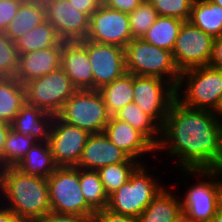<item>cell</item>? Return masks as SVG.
<instances>
[{"label":"cell","mask_w":222,"mask_h":222,"mask_svg":"<svg viewBox=\"0 0 222 222\" xmlns=\"http://www.w3.org/2000/svg\"><path fill=\"white\" fill-rule=\"evenodd\" d=\"M156 150L178 158L182 170L222 169V122L216 112L184 106L176 98Z\"/></svg>","instance_id":"obj_1"},{"label":"cell","mask_w":222,"mask_h":222,"mask_svg":"<svg viewBox=\"0 0 222 222\" xmlns=\"http://www.w3.org/2000/svg\"><path fill=\"white\" fill-rule=\"evenodd\" d=\"M0 190L9 201L6 207L15 213L20 222H39L51 211L47 178L7 167Z\"/></svg>","instance_id":"obj_2"},{"label":"cell","mask_w":222,"mask_h":222,"mask_svg":"<svg viewBox=\"0 0 222 222\" xmlns=\"http://www.w3.org/2000/svg\"><path fill=\"white\" fill-rule=\"evenodd\" d=\"M124 49L128 73L164 79L176 89L181 72L171 51L149 44L143 38L132 39Z\"/></svg>","instance_id":"obj_3"},{"label":"cell","mask_w":222,"mask_h":222,"mask_svg":"<svg viewBox=\"0 0 222 222\" xmlns=\"http://www.w3.org/2000/svg\"><path fill=\"white\" fill-rule=\"evenodd\" d=\"M184 82L183 96L179 93ZM176 99L184 106L217 112L222 102V70L205 65L181 72Z\"/></svg>","instance_id":"obj_4"},{"label":"cell","mask_w":222,"mask_h":222,"mask_svg":"<svg viewBox=\"0 0 222 222\" xmlns=\"http://www.w3.org/2000/svg\"><path fill=\"white\" fill-rule=\"evenodd\" d=\"M145 168V169H144ZM142 164L129 180L109 196L107 209L124 216L138 218L165 187L153 179Z\"/></svg>","instance_id":"obj_5"},{"label":"cell","mask_w":222,"mask_h":222,"mask_svg":"<svg viewBox=\"0 0 222 222\" xmlns=\"http://www.w3.org/2000/svg\"><path fill=\"white\" fill-rule=\"evenodd\" d=\"M56 116L90 134L104 132L111 117L99 90H77Z\"/></svg>","instance_id":"obj_6"},{"label":"cell","mask_w":222,"mask_h":222,"mask_svg":"<svg viewBox=\"0 0 222 222\" xmlns=\"http://www.w3.org/2000/svg\"><path fill=\"white\" fill-rule=\"evenodd\" d=\"M185 171L187 175L198 174L213 180L215 178V181L203 180L192 185L181 201L182 212L194 222H210L222 207V179L216 178L219 175L221 177L222 169L183 170Z\"/></svg>","instance_id":"obj_7"},{"label":"cell","mask_w":222,"mask_h":222,"mask_svg":"<svg viewBox=\"0 0 222 222\" xmlns=\"http://www.w3.org/2000/svg\"><path fill=\"white\" fill-rule=\"evenodd\" d=\"M47 184L52 212L74 215L95 213L81 191L80 168L57 167L47 178Z\"/></svg>","instance_id":"obj_8"},{"label":"cell","mask_w":222,"mask_h":222,"mask_svg":"<svg viewBox=\"0 0 222 222\" xmlns=\"http://www.w3.org/2000/svg\"><path fill=\"white\" fill-rule=\"evenodd\" d=\"M23 86L26 104L37 106L54 116L77 91L61 67L43 77L32 79Z\"/></svg>","instance_id":"obj_9"},{"label":"cell","mask_w":222,"mask_h":222,"mask_svg":"<svg viewBox=\"0 0 222 222\" xmlns=\"http://www.w3.org/2000/svg\"><path fill=\"white\" fill-rule=\"evenodd\" d=\"M215 38L190 21H184L177 36L173 58L180 72L210 64Z\"/></svg>","instance_id":"obj_10"},{"label":"cell","mask_w":222,"mask_h":222,"mask_svg":"<svg viewBox=\"0 0 222 222\" xmlns=\"http://www.w3.org/2000/svg\"><path fill=\"white\" fill-rule=\"evenodd\" d=\"M133 91V103L162 127L176 89L164 79L133 75Z\"/></svg>","instance_id":"obj_11"},{"label":"cell","mask_w":222,"mask_h":222,"mask_svg":"<svg viewBox=\"0 0 222 222\" xmlns=\"http://www.w3.org/2000/svg\"><path fill=\"white\" fill-rule=\"evenodd\" d=\"M90 133L54 116L48 143L58 167H76Z\"/></svg>","instance_id":"obj_12"},{"label":"cell","mask_w":222,"mask_h":222,"mask_svg":"<svg viewBox=\"0 0 222 222\" xmlns=\"http://www.w3.org/2000/svg\"><path fill=\"white\" fill-rule=\"evenodd\" d=\"M79 42L87 49L92 64L93 90L101 89L127 72L123 47L87 39Z\"/></svg>","instance_id":"obj_13"},{"label":"cell","mask_w":222,"mask_h":222,"mask_svg":"<svg viewBox=\"0 0 222 222\" xmlns=\"http://www.w3.org/2000/svg\"><path fill=\"white\" fill-rule=\"evenodd\" d=\"M87 40L125 48L133 39L128 13L103 4L90 16Z\"/></svg>","instance_id":"obj_14"},{"label":"cell","mask_w":222,"mask_h":222,"mask_svg":"<svg viewBox=\"0 0 222 222\" xmlns=\"http://www.w3.org/2000/svg\"><path fill=\"white\" fill-rule=\"evenodd\" d=\"M46 20L54 27L58 37L65 42L86 39L90 17L76 9L68 0H45Z\"/></svg>","instance_id":"obj_15"},{"label":"cell","mask_w":222,"mask_h":222,"mask_svg":"<svg viewBox=\"0 0 222 222\" xmlns=\"http://www.w3.org/2000/svg\"><path fill=\"white\" fill-rule=\"evenodd\" d=\"M130 157L116 147L104 133L90 134L76 167L85 170L126 162Z\"/></svg>","instance_id":"obj_16"},{"label":"cell","mask_w":222,"mask_h":222,"mask_svg":"<svg viewBox=\"0 0 222 222\" xmlns=\"http://www.w3.org/2000/svg\"><path fill=\"white\" fill-rule=\"evenodd\" d=\"M60 67L77 90H93L92 64L87 49L79 42H64Z\"/></svg>","instance_id":"obj_17"},{"label":"cell","mask_w":222,"mask_h":222,"mask_svg":"<svg viewBox=\"0 0 222 222\" xmlns=\"http://www.w3.org/2000/svg\"><path fill=\"white\" fill-rule=\"evenodd\" d=\"M47 49L18 55V69L15 78L22 84L60 68L63 43Z\"/></svg>","instance_id":"obj_18"},{"label":"cell","mask_w":222,"mask_h":222,"mask_svg":"<svg viewBox=\"0 0 222 222\" xmlns=\"http://www.w3.org/2000/svg\"><path fill=\"white\" fill-rule=\"evenodd\" d=\"M104 133L116 147L132 159L137 160L143 154L157 151L141 132L115 116L110 117Z\"/></svg>","instance_id":"obj_19"},{"label":"cell","mask_w":222,"mask_h":222,"mask_svg":"<svg viewBox=\"0 0 222 222\" xmlns=\"http://www.w3.org/2000/svg\"><path fill=\"white\" fill-rule=\"evenodd\" d=\"M53 118V114L25 103L11 123V129L37 142L48 141Z\"/></svg>","instance_id":"obj_20"},{"label":"cell","mask_w":222,"mask_h":222,"mask_svg":"<svg viewBox=\"0 0 222 222\" xmlns=\"http://www.w3.org/2000/svg\"><path fill=\"white\" fill-rule=\"evenodd\" d=\"M45 21L46 16L43 2L24 0L4 33L15 42L25 32L32 30L35 26Z\"/></svg>","instance_id":"obj_21"},{"label":"cell","mask_w":222,"mask_h":222,"mask_svg":"<svg viewBox=\"0 0 222 222\" xmlns=\"http://www.w3.org/2000/svg\"><path fill=\"white\" fill-rule=\"evenodd\" d=\"M48 141L37 142L17 164L21 172L48 178L57 168Z\"/></svg>","instance_id":"obj_22"},{"label":"cell","mask_w":222,"mask_h":222,"mask_svg":"<svg viewBox=\"0 0 222 222\" xmlns=\"http://www.w3.org/2000/svg\"><path fill=\"white\" fill-rule=\"evenodd\" d=\"M164 188L138 217L139 222H174L181 214V201Z\"/></svg>","instance_id":"obj_23"},{"label":"cell","mask_w":222,"mask_h":222,"mask_svg":"<svg viewBox=\"0 0 222 222\" xmlns=\"http://www.w3.org/2000/svg\"><path fill=\"white\" fill-rule=\"evenodd\" d=\"M99 92L104 99L109 115L114 116L122 108L133 103V74L126 72L110 84L103 86Z\"/></svg>","instance_id":"obj_24"},{"label":"cell","mask_w":222,"mask_h":222,"mask_svg":"<svg viewBox=\"0 0 222 222\" xmlns=\"http://www.w3.org/2000/svg\"><path fill=\"white\" fill-rule=\"evenodd\" d=\"M189 21L214 38L222 35V7L210 0H194Z\"/></svg>","instance_id":"obj_25"},{"label":"cell","mask_w":222,"mask_h":222,"mask_svg":"<svg viewBox=\"0 0 222 222\" xmlns=\"http://www.w3.org/2000/svg\"><path fill=\"white\" fill-rule=\"evenodd\" d=\"M25 104V90L15 77L0 78V121L11 124Z\"/></svg>","instance_id":"obj_26"},{"label":"cell","mask_w":222,"mask_h":222,"mask_svg":"<svg viewBox=\"0 0 222 222\" xmlns=\"http://www.w3.org/2000/svg\"><path fill=\"white\" fill-rule=\"evenodd\" d=\"M62 40L58 37L54 27L46 20L25 32L16 41L18 55L57 46Z\"/></svg>","instance_id":"obj_27"},{"label":"cell","mask_w":222,"mask_h":222,"mask_svg":"<svg viewBox=\"0 0 222 222\" xmlns=\"http://www.w3.org/2000/svg\"><path fill=\"white\" fill-rule=\"evenodd\" d=\"M183 22L174 17L159 16L143 39L149 44L172 52Z\"/></svg>","instance_id":"obj_28"},{"label":"cell","mask_w":222,"mask_h":222,"mask_svg":"<svg viewBox=\"0 0 222 222\" xmlns=\"http://www.w3.org/2000/svg\"><path fill=\"white\" fill-rule=\"evenodd\" d=\"M114 116L141 132L155 147L158 146L161 139L159 137L161 136V127L150 116L145 114L138 105L130 103ZM155 136H158V138Z\"/></svg>","instance_id":"obj_29"},{"label":"cell","mask_w":222,"mask_h":222,"mask_svg":"<svg viewBox=\"0 0 222 222\" xmlns=\"http://www.w3.org/2000/svg\"><path fill=\"white\" fill-rule=\"evenodd\" d=\"M80 187L86 203L95 212L107 208L109 196L97 171L80 169Z\"/></svg>","instance_id":"obj_30"},{"label":"cell","mask_w":222,"mask_h":222,"mask_svg":"<svg viewBox=\"0 0 222 222\" xmlns=\"http://www.w3.org/2000/svg\"><path fill=\"white\" fill-rule=\"evenodd\" d=\"M141 162L129 158L126 162L101 167L97 170L108 196L127 182Z\"/></svg>","instance_id":"obj_31"},{"label":"cell","mask_w":222,"mask_h":222,"mask_svg":"<svg viewBox=\"0 0 222 222\" xmlns=\"http://www.w3.org/2000/svg\"><path fill=\"white\" fill-rule=\"evenodd\" d=\"M36 143L33 137H24L10 128L4 145V167H16Z\"/></svg>","instance_id":"obj_32"},{"label":"cell","mask_w":222,"mask_h":222,"mask_svg":"<svg viewBox=\"0 0 222 222\" xmlns=\"http://www.w3.org/2000/svg\"><path fill=\"white\" fill-rule=\"evenodd\" d=\"M128 16L133 39L143 38L159 17L154 6L148 0H143L136 9L128 13Z\"/></svg>","instance_id":"obj_33"},{"label":"cell","mask_w":222,"mask_h":222,"mask_svg":"<svg viewBox=\"0 0 222 222\" xmlns=\"http://www.w3.org/2000/svg\"><path fill=\"white\" fill-rule=\"evenodd\" d=\"M18 69V53L13 42L0 31V78L15 77Z\"/></svg>","instance_id":"obj_34"},{"label":"cell","mask_w":222,"mask_h":222,"mask_svg":"<svg viewBox=\"0 0 222 222\" xmlns=\"http://www.w3.org/2000/svg\"><path fill=\"white\" fill-rule=\"evenodd\" d=\"M159 16L189 21L194 0H148Z\"/></svg>","instance_id":"obj_35"},{"label":"cell","mask_w":222,"mask_h":222,"mask_svg":"<svg viewBox=\"0 0 222 222\" xmlns=\"http://www.w3.org/2000/svg\"><path fill=\"white\" fill-rule=\"evenodd\" d=\"M24 0H0V31L5 32Z\"/></svg>","instance_id":"obj_36"},{"label":"cell","mask_w":222,"mask_h":222,"mask_svg":"<svg viewBox=\"0 0 222 222\" xmlns=\"http://www.w3.org/2000/svg\"><path fill=\"white\" fill-rule=\"evenodd\" d=\"M39 222H94V214H59L50 211Z\"/></svg>","instance_id":"obj_37"},{"label":"cell","mask_w":222,"mask_h":222,"mask_svg":"<svg viewBox=\"0 0 222 222\" xmlns=\"http://www.w3.org/2000/svg\"><path fill=\"white\" fill-rule=\"evenodd\" d=\"M94 222H139L138 218L114 213L107 208L94 213Z\"/></svg>","instance_id":"obj_38"},{"label":"cell","mask_w":222,"mask_h":222,"mask_svg":"<svg viewBox=\"0 0 222 222\" xmlns=\"http://www.w3.org/2000/svg\"><path fill=\"white\" fill-rule=\"evenodd\" d=\"M142 1L143 0H102V4L120 12L130 13L136 9Z\"/></svg>","instance_id":"obj_39"},{"label":"cell","mask_w":222,"mask_h":222,"mask_svg":"<svg viewBox=\"0 0 222 222\" xmlns=\"http://www.w3.org/2000/svg\"><path fill=\"white\" fill-rule=\"evenodd\" d=\"M77 10L86 13L89 17L100 7L102 0H68Z\"/></svg>","instance_id":"obj_40"},{"label":"cell","mask_w":222,"mask_h":222,"mask_svg":"<svg viewBox=\"0 0 222 222\" xmlns=\"http://www.w3.org/2000/svg\"><path fill=\"white\" fill-rule=\"evenodd\" d=\"M210 66L222 70V35L215 38Z\"/></svg>","instance_id":"obj_41"},{"label":"cell","mask_w":222,"mask_h":222,"mask_svg":"<svg viewBox=\"0 0 222 222\" xmlns=\"http://www.w3.org/2000/svg\"><path fill=\"white\" fill-rule=\"evenodd\" d=\"M11 124L0 121V163L4 166V145Z\"/></svg>","instance_id":"obj_42"},{"label":"cell","mask_w":222,"mask_h":222,"mask_svg":"<svg viewBox=\"0 0 222 222\" xmlns=\"http://www.w3.org/2000/svg\"><path fill=\"white\" fill-rule=\"evenodd\" d=\"M0 209V222H20L15 213L8 207Z\"/></svg>","instance_id":"obj_43"},{"label":"cell","mask_w":222,"mask_h":222,"mask_svg":"<svg viewBox=\"0 0 222 222\" xmlns=\"http://www.w3.org/2000/svg\"><path fill=\"white\" fill-rule=\"evenodd\" d=\"M174 222H194L190 217L181 212V214L175 219Z\"/></svg>","instance_id":"obj_44"},{"label":"cell","mask_w":222,"mask_h":222,"mask_svg":"<svg viewBox=\"0 0 222 222\" xmlns=\"http://www.w3.org/2000/svg\"><path fill=\"white\" fill-rule=\"evenodd\" d=\"M210 222H222V207L216 213V215L210 220Z\"/></svg>","instance_id":"obj_45"},{"label":"cell","mask_w":222,"mask_h":222,"mask_svg":"<svg viewBox=\"0 0 222 222\" xmlns=\"http://www.w3.org/2000/svg\"><path fill=\"white\" fill-rule=\"evenodd\" d=\"M5 169L6 168L0 163V188H1L2 183H3V176H4Z\"/></svg>","instance_id":"obj_46"},{"label":"cell","mask_w":222,"mask_h":222,"mask_svg":"<svg viewBox=\"0 0 222 222\" xmlns=\"http://www.w3.org/2000/svg\"><path fill=\"white\" fill-rule=\"evenodd\" d=\"M216 115L218 116L219 120L222 119V118H221V117H222V102H221V104H220L219 109H218L217 112H216ZM219 116H220V117H219ZM221 122H222V120H221Z\"/></svg>","instance_id":"obj_47"},{"label":"cell","mask_w":222,"mask_h":222,"mask_svg":"<svg viewBox=\"0 0 222 222\" xmlns=\"http://www.w3.org/2000/svg\"><path fill=\"white\" fill-rule=\"evenodd\" d=\"M210 1L222 7V0H210Z\"/></svg>","instance_id":"obj_48"}]
</instances>
